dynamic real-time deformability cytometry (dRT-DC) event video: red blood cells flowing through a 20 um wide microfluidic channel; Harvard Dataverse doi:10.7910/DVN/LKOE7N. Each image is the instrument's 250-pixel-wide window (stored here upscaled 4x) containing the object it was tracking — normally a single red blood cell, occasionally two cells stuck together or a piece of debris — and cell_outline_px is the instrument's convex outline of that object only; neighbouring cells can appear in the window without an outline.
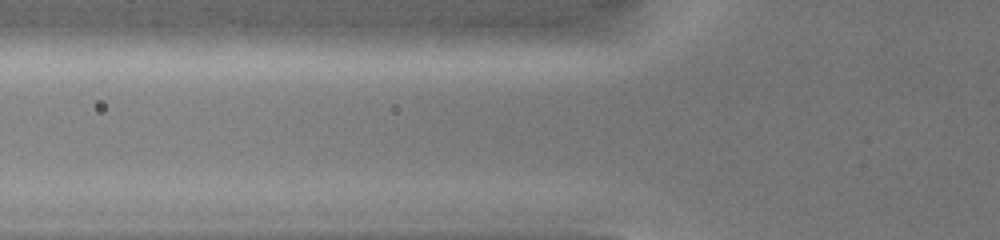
{"species": "common noctule bat (a hibernating species)", "species_latin": "Nyctalus noctula", "temperature_condition": "warm", "stored_images_in_passage": 3, "camera_frame_rate_fps": 3000, "um_per_image_px": 0.085, "animal": {"sex": "female", "body_mass_g": 19.0, "forearm_length_mm": 51.5}, "frame": {"image": 1, "passage_image": 2, "time_ms": 1.0, "image_size_px": [1000, 240], "cell_outline_px": [[620, 36], [616, 40], [588, 44], [556, 48], [416, 52], [400, 48], [392, 44], [408, 32], [420, 24], [572, 24], [620, 32]], "centroid_in_image_um": [42.52, 3.14], "position_along_channel_um": 83.3, "area_um2": 36.36}}